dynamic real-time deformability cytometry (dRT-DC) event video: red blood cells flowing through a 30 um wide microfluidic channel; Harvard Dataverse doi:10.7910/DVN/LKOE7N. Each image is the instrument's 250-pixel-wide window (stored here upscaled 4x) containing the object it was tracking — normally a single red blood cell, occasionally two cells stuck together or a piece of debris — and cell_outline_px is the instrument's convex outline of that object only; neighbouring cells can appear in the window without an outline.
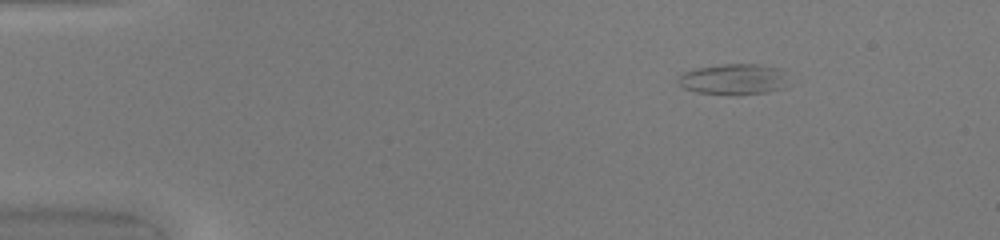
{"species": "common noctule bat (a hibernating species)", "species_latin": "Nyctalus noctula", "temperature_condition": "warm", "stored_images_in_passage": 43, "camera_frame_rate_fps": 3000, "um_per_image_px": 0.085, "animal": {"sex": "female", "body_mass_g": 20.0, "forearm_length_mm": 54.0}, "frame": {"image": 1, "passage_image": 1, "time_ms": 0.0, "image_size_px": [1000, 240], "cell_outline_px": [[784, 88], [764, 92], [696, 92], [684, 88], [676, 80], [684, 72], [692, 68], [724, 64], [760, 64], [784, 68]], "centroid_in_image_um": [62.33, 6.67], "position_along_channel_um": 22.7, "area_um2": 19.07}}
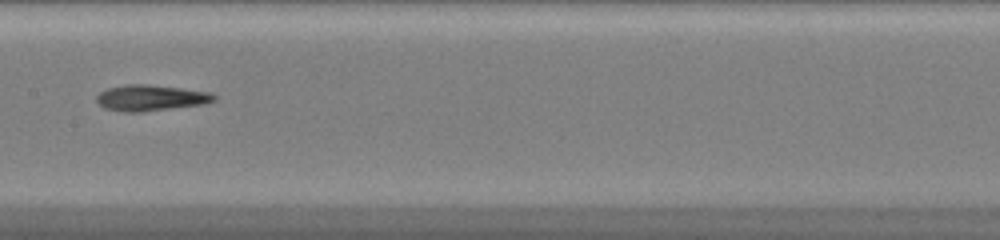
{"frame": {"image": 2, "passage_image": 20, "time_ms": 6.333, "image_size_px": [1000, 240], "cell_outline_px": [[216, 100], [204, 104], [140, 112], [124, 112], [104, 108], [96, 100], [96, 96], [100, 92], [108, 88], [128, 84], [148, 84], [180, 88], [208, 92], [216, 96]], "centroid_in_image_um": [12.79, 8.32], "position_along_channel_um": 194.6, "area_um2": 17.63}}
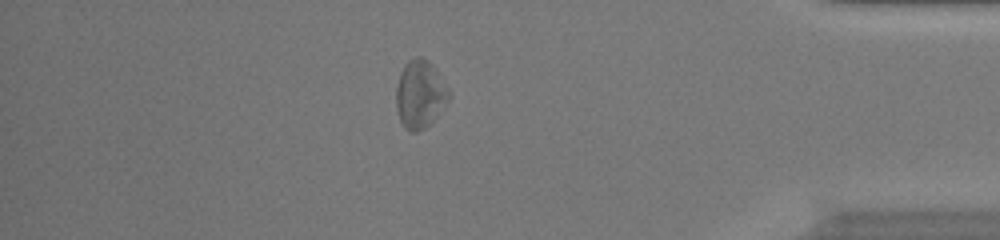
{"frame": {"image": 3, "passage_image": 37, "time_ms": 12.0, "image_size_px": [1000, 240], "cell_outline_px": [[452, 96], [432, 120], [424, 128], [416, 132], [408, 132], [404, 128], [400, 120], [396, 108], [396, 88], [400, 72], [404, 64], [408, 60], [416, 56], [420, 56], [428, 60], [452, 92]], "centroid_in_image_um": [35.69, 8.0], "position_along_channel_um": 399.5, "area_um2": 20.98}, "authors_computed_cell_mechanics": {"area_um2": 18.496, "velocity_mm_per_s": 4.2093, "shape_relaxation_time_tau1_ms": 3.6109, "shape_relaxation_time_tau2_ms": 4.7861, "deformation_change_tau1": 0.1746, "deformation_change_tau2": 0.189}}